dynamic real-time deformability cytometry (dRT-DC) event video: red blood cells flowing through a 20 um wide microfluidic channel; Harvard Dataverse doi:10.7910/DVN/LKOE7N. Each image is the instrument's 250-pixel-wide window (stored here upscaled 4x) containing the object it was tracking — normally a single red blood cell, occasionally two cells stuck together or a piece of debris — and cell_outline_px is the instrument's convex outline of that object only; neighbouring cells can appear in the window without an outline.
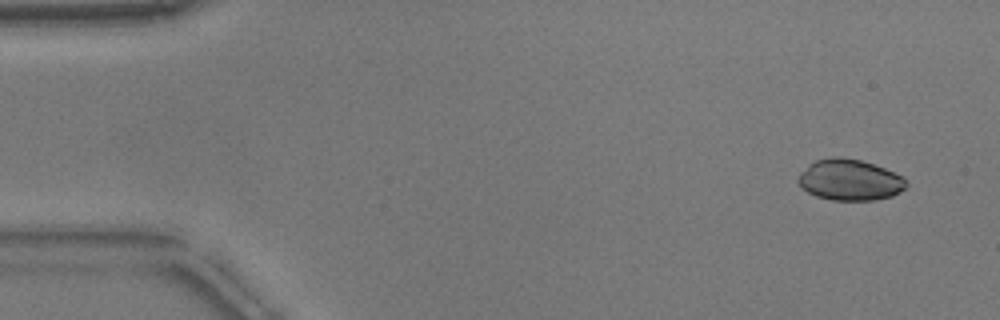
{"species": "common noctule bat (a hibernating species)", "species_latin": "Nyctalus noctula", "temperature_condition": "warm", "stored_images_in_passage": 45, "camera_frame_rate_fps": 3000, "um_per_image_px": 0.085, "animal": {"sex": "male", "body_mass_g": 17.9}, "frame": {"image": 1, "passage_image": 1, "time_ms": 0.0, "image_size_px": [1000, 320], "cell_outline_px": [[908, 184], [904, 188], [892, 196], [876, 200], [832, 200], [816, 196], [800, 188], [796, 180], [800, 172], [808, 164], [816, 160], [832, 156], [836, 156], [860, 160], [884, 168], [900, 176]], "centroid_in_image_um": [72.15, 15.29], "position_along_channel_um": 12.8, "area_um2": 25.84}}
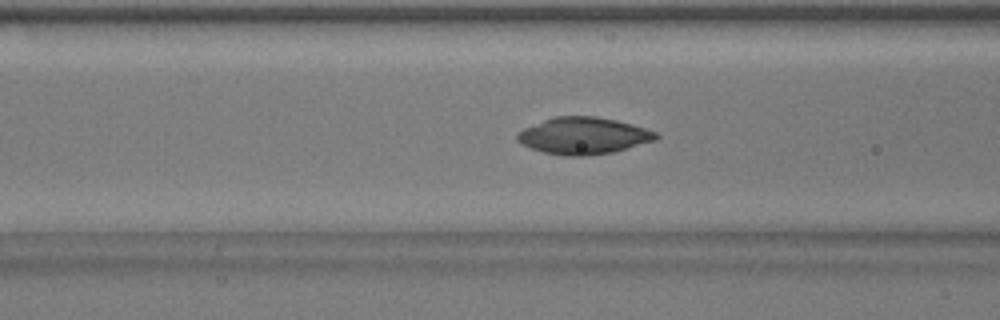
{"frame": {"image": 2, "passage_image": 18, "time_ms": 5.667, "image_size_px": [1000, 320], "cell_outline_px": [[660, 136], [656, 140], [628, 148], [612, 152], [584, 156], [564, 156], [544, 152], [520, 144], [516, 140], [516, 132], [524, 128], [552, 116], [596, 116], [616, 120], [632, 124], [656, 132]], "centroid_in_image_um": [49.56, 11.53], "position_along_channel_um": 117.0, "area_um2": 29.88}}
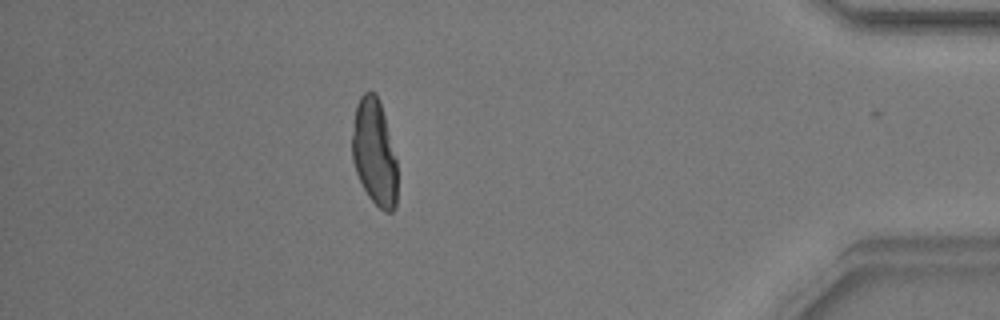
{"frame": {"image": 3, "passage_image": 44, "time_ms": 14.333, "image_size_px": [1000, 320], "cell_outline_px": [[396, 208], [392, 212], [384, 212], [368, 196], [356, 172], [352, 160], [352, 132], [356, 104], [360, 96], [364, 92], [376, 92], [380, 100], [396, 156]], "centroid_in_image_um": [31.82, 12.93], "position_along_channel_um": 403.4, "area_um2": 28.09}, "authors_computed_cell_mechanics": {"area_um2": 27.9174, "velocity_mm_per_s": 3.8301, "shape_relaxation_time_tau1_ms": 6.1758, "shape_relaxation_time_tau2_ms": 3.4281, "deformation_change_tau1": 0.2319, "deformation_change_tau2": 0.0334}}